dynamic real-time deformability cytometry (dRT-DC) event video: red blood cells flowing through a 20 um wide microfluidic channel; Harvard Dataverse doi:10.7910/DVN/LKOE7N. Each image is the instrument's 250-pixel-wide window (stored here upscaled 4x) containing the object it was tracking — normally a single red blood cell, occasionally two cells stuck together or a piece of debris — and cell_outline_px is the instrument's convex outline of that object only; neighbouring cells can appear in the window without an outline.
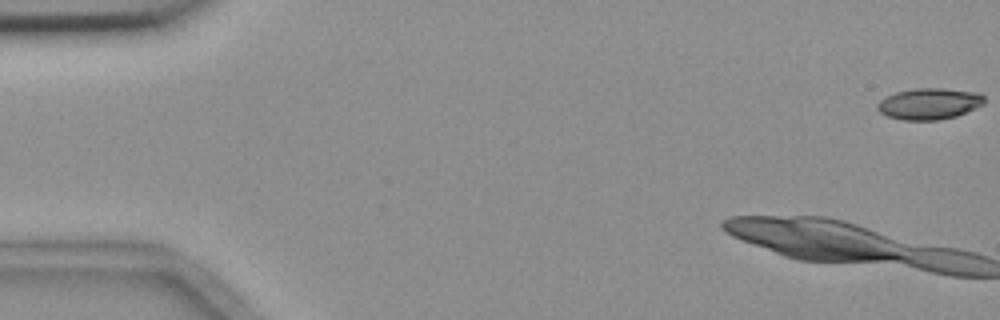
{"species": "common noctule bat (a hibernating species)", "species_latin": "Nyctalus noctula", "temperature_condition": "room temperature", "stored_images_in_passage": 9, "camera_frame_rate_fps": 3000, "um_per_image_px": 0.085, "animal": {"sex": "female", "body_mass_g": 18.4}, "frame": {"image": 1, "passage_image": 1, "time_ms": 0.0, "image_size_px": [1000, 320], "cell_outline_px": [[984, 104], [976, 108], [956, 116], [936, 120], [900, 120], [888, 116], [880, 112], [876, 108], [876, 104], [880, 100], [896, 92], [916, 88], [944, 88], [980, 92], [984, 96]], "centroid_in_image_um": [79.0, 8.81], "position_along_channel_um": 6.0, "area_um2": 19.59}}